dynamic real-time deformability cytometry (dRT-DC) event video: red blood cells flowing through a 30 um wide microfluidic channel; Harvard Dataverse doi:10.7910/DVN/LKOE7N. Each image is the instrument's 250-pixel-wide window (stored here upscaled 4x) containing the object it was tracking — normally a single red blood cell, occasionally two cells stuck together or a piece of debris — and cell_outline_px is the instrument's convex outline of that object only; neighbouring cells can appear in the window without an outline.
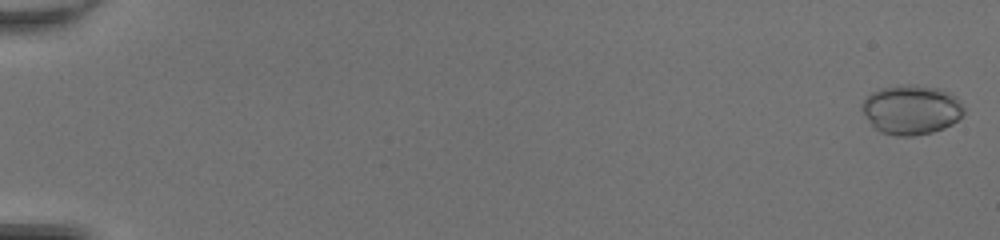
{"species": "common noctule bat (a hibernating species)", "species_latin": "Nyctalus noctula", "temperature_condition": "room temperature", "stored_images_in_passage": 50, "camera_frame_rate_fps": 3000, "um_per_image_px": 0.085, "animal": {"sex": "female", "body_mass_g": 20.0, "forearm_length_mm": 54.0}, "frame": {"image": 1, "passage_image": 1, "time_ms": 0.0, "image_size_px": [1000, 240], "cell_outline_px": [[964, 112], [952, 124], [944, 128], [932, 132], [912, 136], [896, 136], [880, 132], [868, 120], [860, 108], [860, 104], [872, 92], [880, 88], [900, 84], [912, 84], [940, 88], [956, 96], [960, 100], [964, 108]], "centroid_in_image_um": [77.45, 9.31], "position_along_channel_um": 7.5, "area_um2": 29.59}}
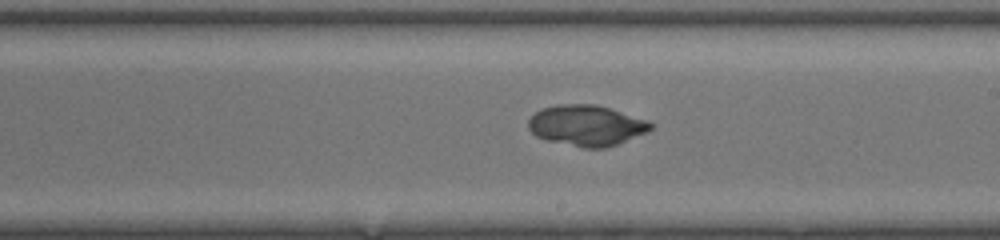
{"frame": {"image": 2, "passage_image": 31, "time_ms": 10.0, "image_size_px": [1000, 240], "cell_outline_px": [[656, 124], [648, 132], [616, 144], [604, 148], [584, 148], [544, 140], [536, 136], [528, 128], [528, 120], [540, 108], [556, 104], [596, 104], [648, 120]], "centroid_in_image_um": [49.84, 10.66], "position_along_channel_um": 239.2, "area_um2": 29.25}}
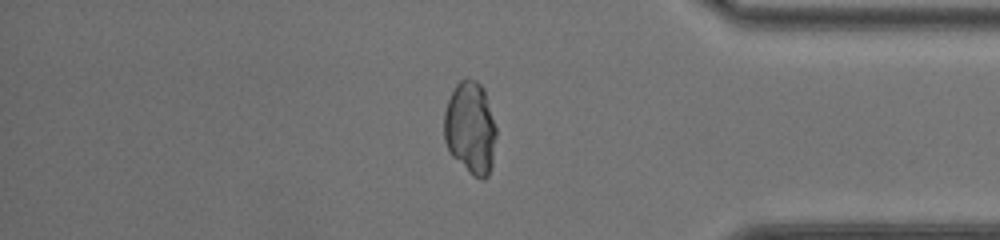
{"frame": {"image": 3, "passage_image": 43, "time_ms": 14.0, "image_size_px": [1000, 240], "cell_outline_px": [[496, 136], [492, 164], [488, 176], [484, 180], [480, 180], [472, 176], [448, 152], [444, 140], [444, 112], [448, 100], [456, 84], [464, 76], [468, 76], [476, 80], [484, 88], [496, 128]], "centroid_in_image_um": [39.97, 10.88], "position_along_channel_um": 395.2, "area_um2": 28.61}, "authors_computed_cell_mechanics": {"area_um2": 28.7266, "velocity_mm_per_s": 4.3282, "shape_relaxation_time_tau1_ms": 6.1201, "shape_relaxation_time_tau2_ms": 0.8627, "deformation_change_tau1": 0.182, "deformation_change_tau2": 0.022}}